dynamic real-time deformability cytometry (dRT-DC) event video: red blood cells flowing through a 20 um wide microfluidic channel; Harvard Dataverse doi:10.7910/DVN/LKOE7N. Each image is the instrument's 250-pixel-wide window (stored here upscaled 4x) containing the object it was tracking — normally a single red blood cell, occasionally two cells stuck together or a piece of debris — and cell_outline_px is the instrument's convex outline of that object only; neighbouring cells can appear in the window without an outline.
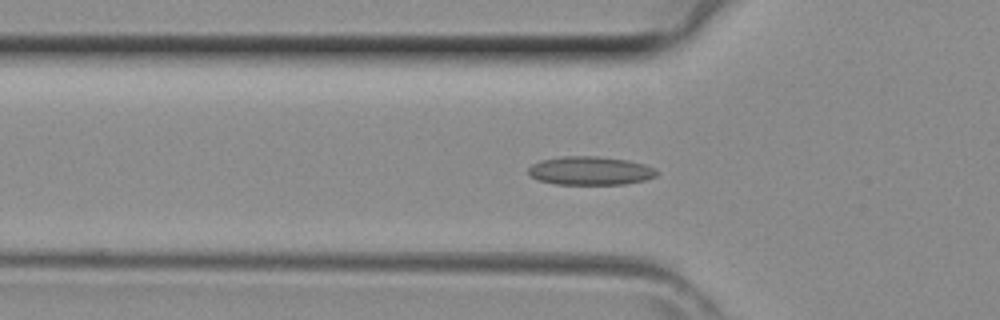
{"species": "common noctule bat (a hibernating species)", "species_latin": "Nyctalus noctula", "temperature_condition": "room temperature", "stored_images_in_passage": 43, "camera_frame_rate_fps": 3000, "um_per_image_px": 0.085, "animal": {"sex": "female", "body_mass_g": 29.2, "forearm_length_mm": 56.3}, "frame": {"image": 1, "passage_image": 14, "time_ms": 4.333, "image_size_px": [1000, 320], "cell_outline_px": [[660, 172], [656, 176], [644, 180], [624, 184], [556, 184], [540, 180], [532, 176], [528, 172], [528, 168], [532, 164], [540, 160], [564, 156], [596, 156], [628, 160], [644, 164], [656, 168]], "centroid_in_image_um": [50.21, 14.5], "position_along_channel_um": 75.6, "area_um2": 21.33}}
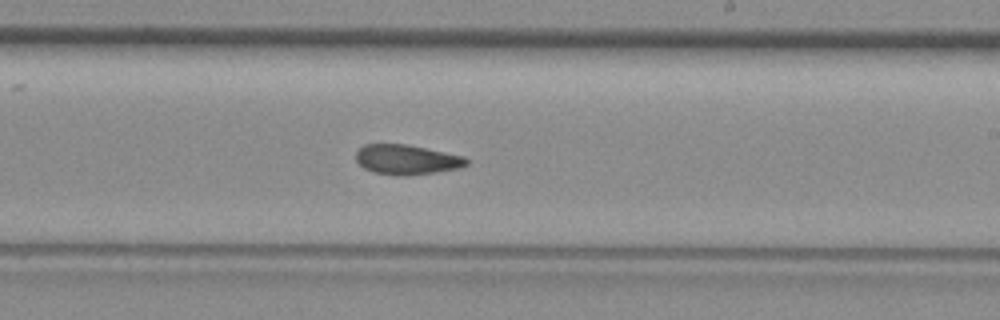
{"frame": {"image": 2, "passage_image": 25, "time_ms": 8.0, "image_size_px": [1000, 320], "cell_outline_px": [[468, 164], [460, 168], [436, 172], [408, 176], [396, 176], [372, 172], [364, 168], [356, 160], [356, 152], [364, 144], [404, 144], [464, 156], [468, 160]], "centroid_in_image_um": [34.56, 13.58], "position_along_channel_um": 254.4, "area_um2": 19.25}}
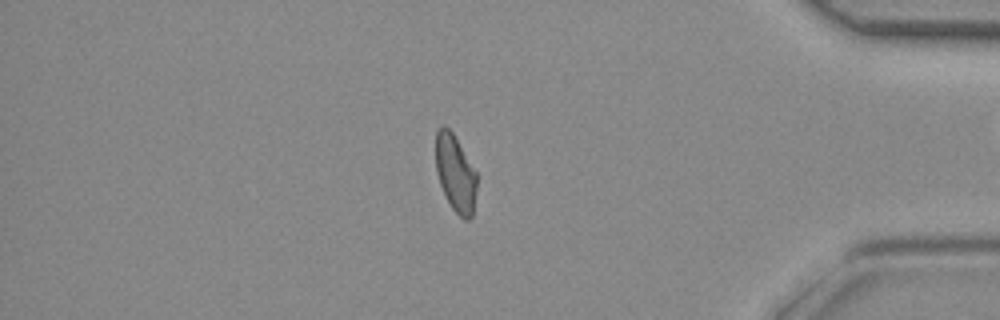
{"frame": {"image": 3, "passage_image": 36, "time_ms": 11.667, "image_size_px": [1000, 320], "cell_outline_px": [[476, 188], [472, 216], [468, 220], [464, 220], [452, 208], [440, 184], [436, 172], [436, 128], [440, 124], [444, 124], [452, 132], [476, 172]], "centroid_in_image_um": [38.69, 14.7], "position_along_channel_um": 396.5, "area_um2": 18.21}}